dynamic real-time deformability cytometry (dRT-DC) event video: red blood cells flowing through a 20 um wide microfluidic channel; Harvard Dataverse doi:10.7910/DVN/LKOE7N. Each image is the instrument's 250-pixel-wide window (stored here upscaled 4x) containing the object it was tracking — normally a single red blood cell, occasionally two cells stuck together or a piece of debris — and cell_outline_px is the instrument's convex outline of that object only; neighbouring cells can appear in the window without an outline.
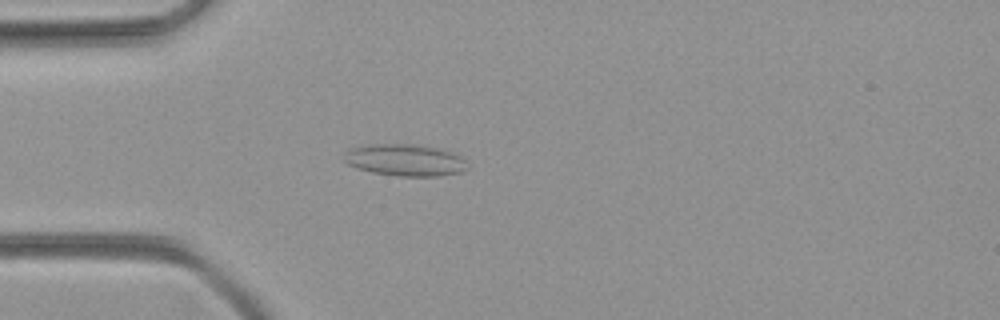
{"species": "common noctule bat (a hibernating species)", "species_latin": "Nyctalus noctula", "temperature_condition": "room temperature", "stored_images_in_passage": 44, "camera_frame_rate_fps": 3000, "um_per_image_px": 0.085, "animal": {"sex": "female", "body_mass_g": 21.9}, "frame": {"image": 1, "passage_image": 8, "time_ms": 2.333, "image_size_px": [1000, 320], "cell_outline_px": [[468, 168], [464, 172], [440, 176], [400, 176], [372, 172], [356, 168], [348, 164], [344, 160], [344, 152], [348, 148], [368, 144], [416, 144], [440, 148], [452, 152], [460, 156], [464, 160]], "centroid_in_image_um": [34.42, 13.6], "position_along_channel_um": 50.6, "area_um2": 23.18}}
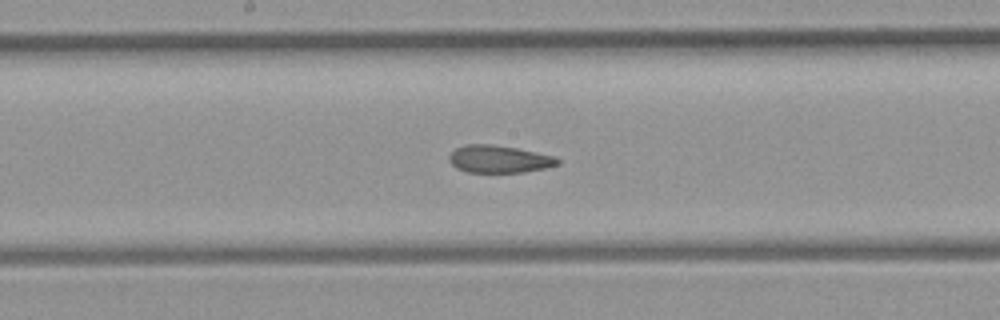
{"frame": {"image": 2, "passage_image": 20, "time_ms": 6.333, "image_size_px": [1000, 320], "cell_outline_px": [[560, 164], [544, 168], [524, 172], [468, 172], [456, 168], [448, 160], [448, 156], [456, 148], [464, 144], [492, 144], [516, 148], [556, 156], [560, 160]], "centroid_in_image_um": [42.42, 13.52], "position_along_channel_um": 205.8, "area_um2": 17.4}}
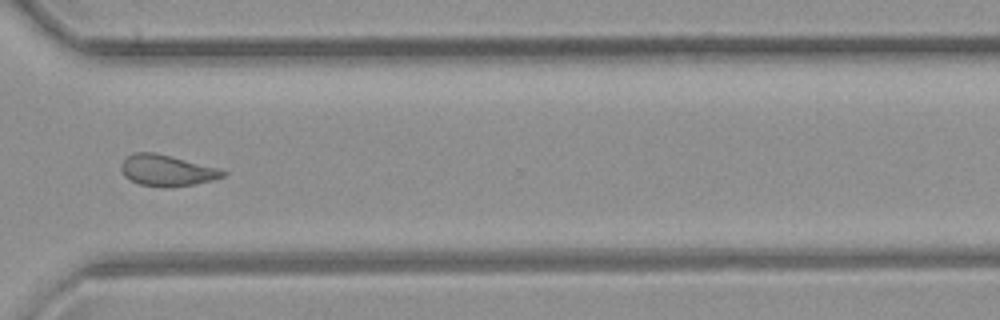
{"frame": {"image": 3, "passage_image": 31, "time_ms": 10.0, "image_size_px": [1000, 320], "cell_outline_px": [[228, 172], [224, 176], [212, 180], [192, 184], [168, 188], [160, 188], [140, 184], [124, 176], [120, 168], [120, 164], [128, 156], [136, 152], [152, 152], [220, 168]], "centroid_in_image_um": [14.18, 14.5], "position_along_channel_um": 356.4, "area_um2": 18.38}}